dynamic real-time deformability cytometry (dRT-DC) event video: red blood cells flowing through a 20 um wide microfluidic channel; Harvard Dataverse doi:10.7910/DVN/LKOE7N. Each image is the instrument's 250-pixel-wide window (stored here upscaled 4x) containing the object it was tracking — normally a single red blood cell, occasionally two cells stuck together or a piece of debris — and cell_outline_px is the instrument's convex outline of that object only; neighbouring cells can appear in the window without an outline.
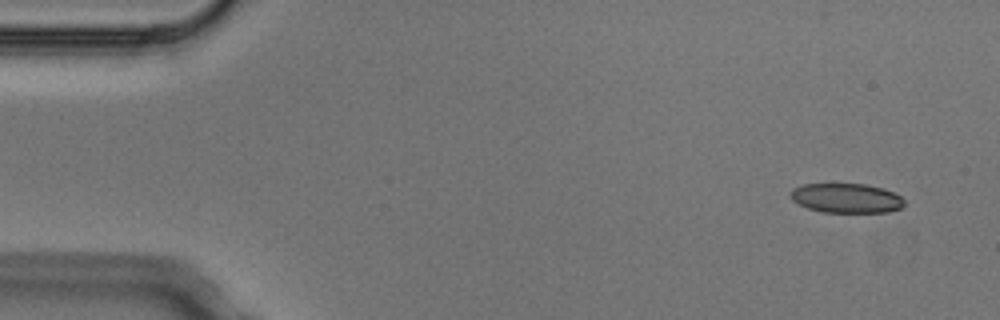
{"species": "Egyptian fruit bat (a non-hibernating species)", "species_latin": "Rousettus aegyptiacus", "temperature_condition": "cold", "stored_images_in_passage": 3, "camera_frame_rate_fps": 3000, "um_per_image_px": 0.085, "animal": {"sex": "male"}, "frame": {"image": 1, "passage_image": 1, "time_ms": 0.0, "image_size_px": [1000, 320], "cell_outline_px": [[904, 204], [900, 208], [888, 212], [824, 212], [808, 208], [792, 200], [788, 196], [792, 188], [804, 184], [864, 184], [884, 188], [900, 196], [904, 200]], "centroid_in_image_um": [71.92, 16.83], "position_along_channel_um": 13.1, "area_um2": 19.54}}